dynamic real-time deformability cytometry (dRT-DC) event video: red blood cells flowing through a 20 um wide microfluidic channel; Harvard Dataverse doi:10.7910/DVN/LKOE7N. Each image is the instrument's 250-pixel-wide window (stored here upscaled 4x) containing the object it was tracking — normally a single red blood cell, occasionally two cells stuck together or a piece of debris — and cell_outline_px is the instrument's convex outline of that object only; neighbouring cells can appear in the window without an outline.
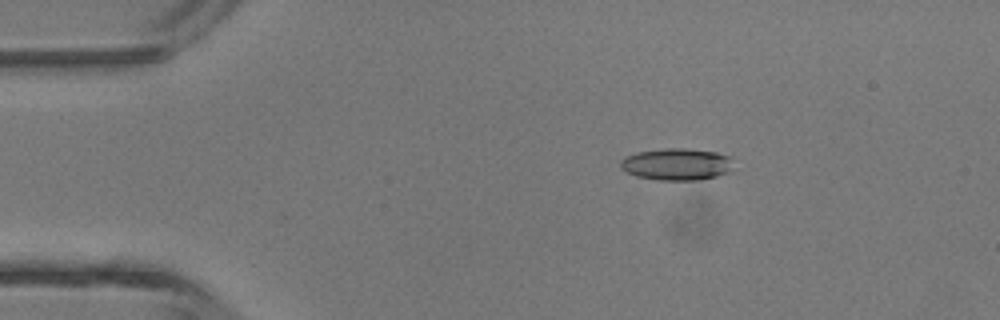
{"species": "common noctule bat (a hibernating species)", "species_latin": "Nyctalus noctula", "temperature_condition": "room temperature", "stored_images_in_passage": 4, "camera_frame_rate_fps": 3000, "um_per_image_px": 0.085, "animal": {"sex": "male", "body_mass_g": 13.3}, "frame": {"image": 1, "passage_image": 3, "time_ms": 2.333, "image_size_px": [1000, 320], "cell_outline_px": [[732, 172], [700, 180], [656, 180], [636, 176], [620, 168], [620, 160], [624, 156], [636, 152], [664, 148], [688, 148], [716, 152], [728, 156]], "centroid_in_image_um": [57.48, 13.96], "position_along_channel_um": 27.5, "area_um2": 21.15}}